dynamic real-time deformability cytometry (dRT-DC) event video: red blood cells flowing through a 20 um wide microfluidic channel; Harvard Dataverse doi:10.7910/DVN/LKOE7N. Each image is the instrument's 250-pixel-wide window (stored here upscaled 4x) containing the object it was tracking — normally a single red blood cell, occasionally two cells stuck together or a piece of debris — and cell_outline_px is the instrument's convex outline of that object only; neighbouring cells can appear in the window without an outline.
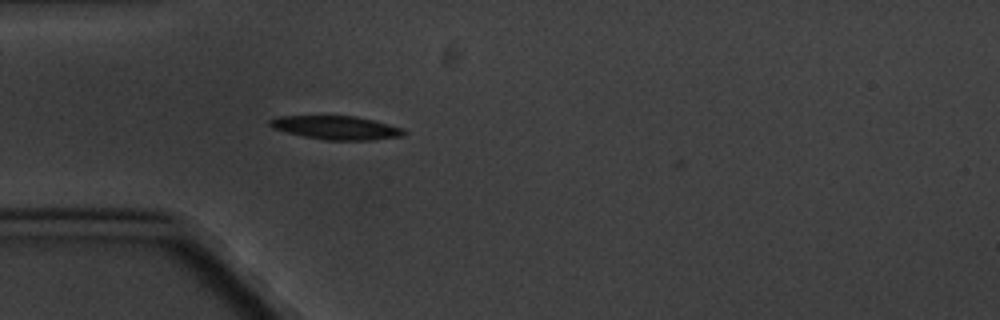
{"species": "common noctule bat (a hibernating species)", "species_latin": "Nyctalus noctula", "temperature_condition": "cold", "stored_images_in_passage": 2, "camera_frame_rate_fps": 3000, "um_per_image_px": 0.085, "animal": {"sex": "male", "body_mass_g": 20.1, "forearm_length_mm": 53.5}, "frame": {"image": 1, "passage_image": 2, "time_ms": 1.0, "image_size_px": [1000, 320], "cell_outline_px": [[408, 132], [404, 136], [372, 140], [324, 140], [304, 136], [272, 128], [268, 124], [268, 120], [280, 116], [356, 116], [376, 120], [404, 128]], "centroid_in_image_um": [28.65, 10.85], "position_along_channel_um": 56.4, "area_um2": 18.61}}